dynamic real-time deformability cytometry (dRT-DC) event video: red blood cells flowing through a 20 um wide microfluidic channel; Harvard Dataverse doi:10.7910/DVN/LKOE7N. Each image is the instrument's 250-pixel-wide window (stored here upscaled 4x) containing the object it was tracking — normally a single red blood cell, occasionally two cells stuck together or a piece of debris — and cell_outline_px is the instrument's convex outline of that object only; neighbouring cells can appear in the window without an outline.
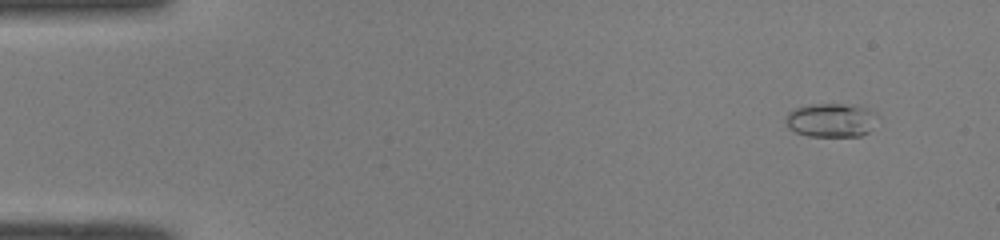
{"species": "common noctule bat (a hibernating species)", "species_latin": "Nyctalus noctula", "temperature_condition": "room temperature", "stored_images_in_passage": 39, "camera_frame_rate_fps": 3000, "um_per_image_px": 0.085, "animal": {"sex": "male", "body_mass_g": 19.0, "forearm_length_mm": 50.8}, "frame": {"image": 1, "passage_image": 1, "time_ms": 0.0, "image_size_px": [1000, 240], "cell_outline_px": [[880, 116], [868, 132], [860, 136], [808, 136], [796, 132], [788, 128], [784, 120], [788, 112], [796, 108], [808, 104], [856, 104], [868, 108], [876, 112]], "centroid_in_image_um": [70.67, 10.2], "position_along_channel_um": 14.3, "area_um2": 18.5}}
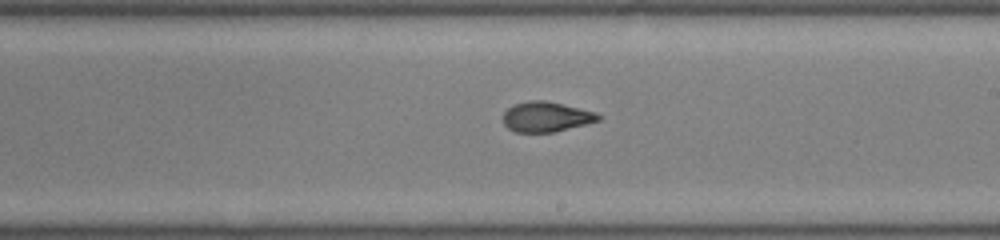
{"frame": {"image": 2, "passage_image": 18, "time_ms": 5.667, "image_size_px": [1000, 240], "cell_outline_px": [[604, 116], [600, 120], [552, 132], [516, 132], [508, 128], [504, 124], [504, 112], [512, 104], [528, 100], [544, 100], [596, 112]], "centroid_in_image_um": [46.42, 9.91], "position_along_channel_um": 242.6, "area_um2": 16.59}}
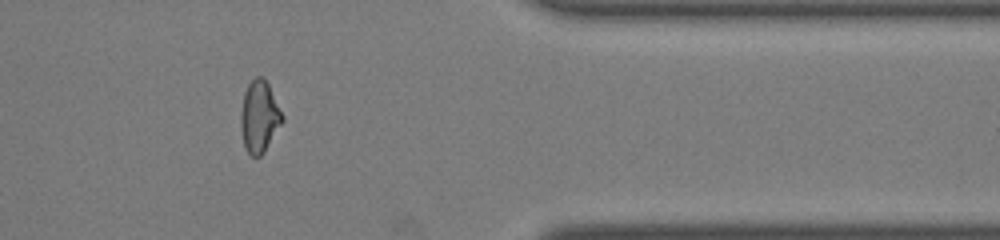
{"frame": {"image": 3, "passage_image": 30, "time_ms": 9.667, "image_size_px": [1000, 240], "cell_outline_px": [[284, 120], [264, 152], [260, 156], [252, 156], [244, 148], [240, 124], [240, 112], [244, 92], [248, 84], [256, 76], [264, 76], [284, 116]], "centroid_in_image_um": [22.04, 9.9], "position_along_channel_um": 389.4, "area_um2": 17.46}, "authors_computed_cell_mechanics": {"area_um2": 17.2822, "velocity_mm_per_s": 4.1032, "shape_relaxation_time_tau1_ms": null, "shape_relaxation_time_tau2_ms": 1.6291, "deformation_change_tau1": null, "deformation_change_tau2": 0.0787}}